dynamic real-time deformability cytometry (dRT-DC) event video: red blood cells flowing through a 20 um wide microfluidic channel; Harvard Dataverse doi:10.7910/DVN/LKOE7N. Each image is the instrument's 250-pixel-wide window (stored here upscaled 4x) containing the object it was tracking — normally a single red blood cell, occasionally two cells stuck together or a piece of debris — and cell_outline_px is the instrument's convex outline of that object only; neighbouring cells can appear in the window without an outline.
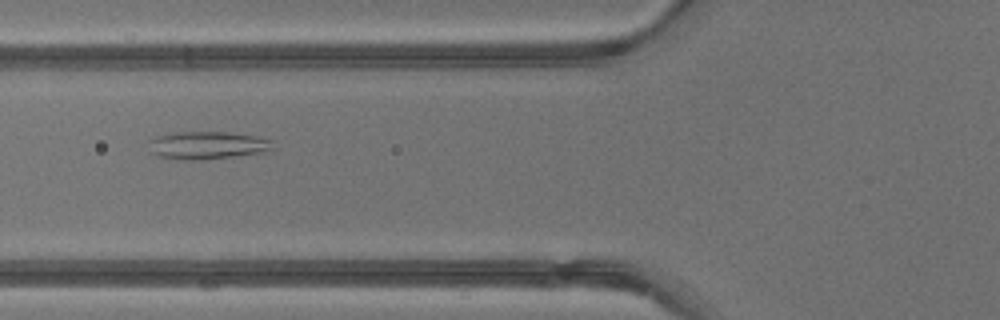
{"species": "common noctule bat (a hibernating species)", "species_latin": "Nyctalus noctula", "temperature_condition": "warm", "stored_images_in_passage": 29, "camera_frame_rate_fps": 3000, "um_per_image_px": 0.085, "animal": {"sex": "male", "body_mass_g": 13.3}, "frame": {"image": 1, "passage_image": 3, "time_ms": 0.667, "image_size_px": [1000, 320], "cell_outline_px": [[272, 152], [204, 160], [172, 160], [156, 156], [152, 152], [148, 140], [156, 136], [176, 132], [228, 132], [256, 136], [272, 140]], "centroid_in_image_um": [17.64, 12.37], "position_along_channel_um": 108.2, "area_um2": 20.58}}
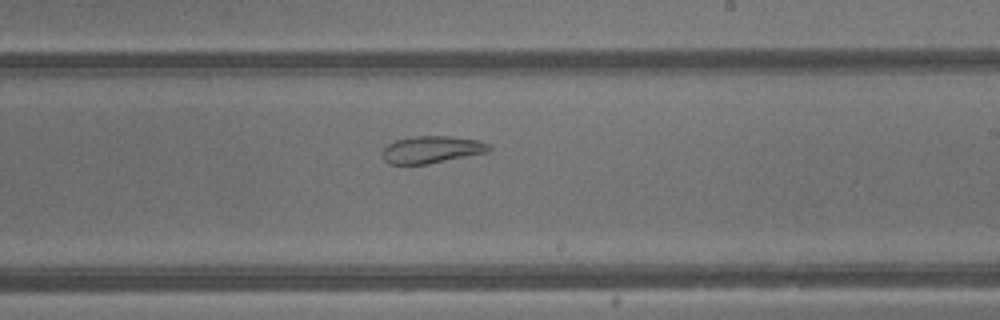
{"frame": {"image": 2, "passage_image": 12, "time_ms": 3.667, "image_size_px": [1000, 320], "cell_outline_px": [[492, 148], [488, 152], [428, 164], [388, 164], [384, 160], [380, 152], [388, 144], [396, 140], [416, 136], [448, 136], [480, 140], [488, 144]], "centroid_in_image_um": [36.68, 12.72], "position_along_channel_um": 252.3, "area_um2": 16.94}}
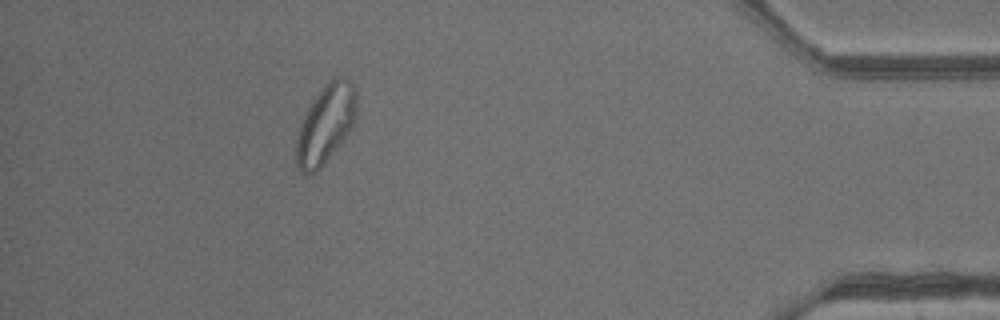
{"frame": {"image": 3, "passage_image": 25, "time_ms": 8.0, "image_size_px": [1000, 320], "cell_outline_px": [[356, 100], [352, 124], [348, 132], [324, 164], [316, 172], [308, 176], [300, 172], [296, 164], [296, 140], [300, 124], [308, 108], [316, 96], [328, 80], [336, 76], [340, 76], [348, 80], [352, 84], [356, 92]], "centroid_in_image_um": [27.63, 10.58], "position_along_channel_um": 407.6, "area_um2": 27.11}}